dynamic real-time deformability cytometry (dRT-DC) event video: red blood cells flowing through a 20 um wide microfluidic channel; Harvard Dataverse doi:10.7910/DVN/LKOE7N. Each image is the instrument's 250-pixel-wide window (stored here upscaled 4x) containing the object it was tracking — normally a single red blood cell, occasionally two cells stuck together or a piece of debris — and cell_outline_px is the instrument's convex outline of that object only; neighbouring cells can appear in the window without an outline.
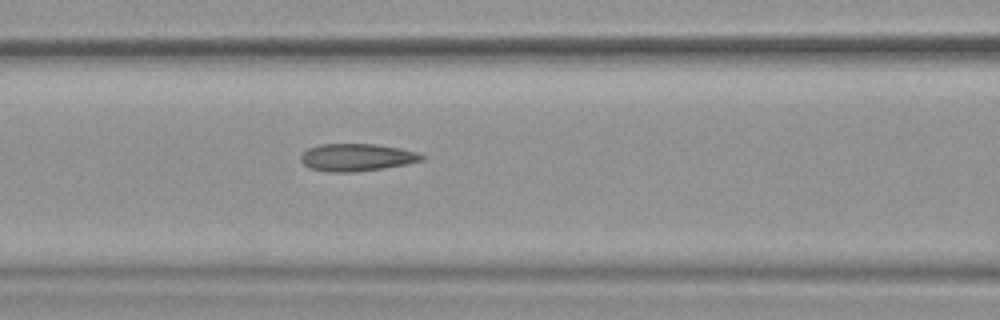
{"species": "common noctule bat (a hibernating species)", "species_latin": "Nyctalus noctula", "temperature_condition": "warm", "stored_images_in_passage": 53, "camera_frame_rate_fps": 3000, "um_per_image_px": 0.085, "animal": {"sex": "female", "body_mass_g": 19.9}, "frame": {"image": 1, "passage_image": 23, "time_ms": 7.333, "image_size_px": [1000, 320], "cell_outline_px": [[424, 160], [408, 164], [384, 168], [356, 172], [328, 172], [308, 168], [300, 160], [300, 156], [308, 148], [320, 144], [376, 144], [400, 148], [416, 152], [424, 156]], "centroid_in_image_um": [30.31, 13.38], "position_along_channel_um": 136.3, "area_um2": 19.48}, "authors_computed_cell_mechanics": {"area_um2": 19.9988, "velocity_mm_per_s": 3.8333, "shape_relaxation_time_tau1_ms": null, "shape_relaxation_time_tau2_ms": 2.0933, "deformation_change_tau1": null, "deformation_change_tau2": 0.0951}}